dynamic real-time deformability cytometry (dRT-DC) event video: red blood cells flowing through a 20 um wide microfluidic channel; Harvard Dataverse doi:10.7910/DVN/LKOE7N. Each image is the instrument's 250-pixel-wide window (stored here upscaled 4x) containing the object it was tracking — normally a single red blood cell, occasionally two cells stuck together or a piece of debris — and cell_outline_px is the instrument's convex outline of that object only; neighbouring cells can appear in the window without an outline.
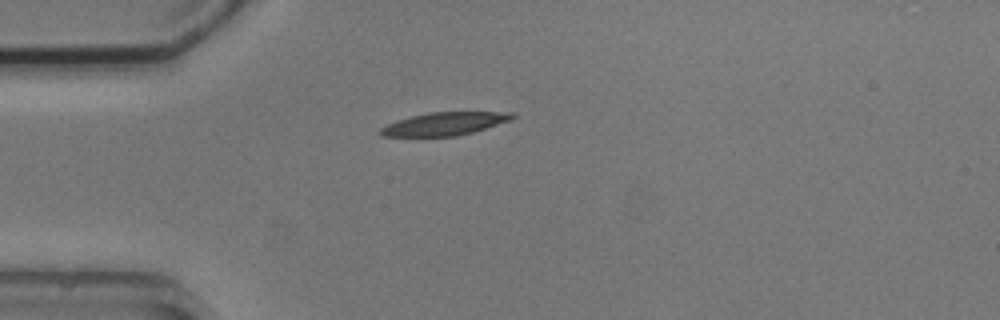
{"species": "common noctule bat (a hibernating species)", "species_latin": "Nyctalus noctula", "temperature_condition": "cold", "stored_images_in_passage": 2, "camera_frame_rate_fps": 3000, "um_per_image_px": 0.085, "animal": {"sex": "male", "body_mass_g": 20.5, "forearm_length_mm": 52.5}, "frame": {"image": 1, "passage_image": 1, "time_ms": 0.0, "image_size_px": [1000, 320], "cell_outline_px": [[516, 116], [512, 120], [472, 132], [456, 136], [380, 136], [376, 132], [380, 128], [396, 120], [428, 112], [516, 112]], "centroid_in_image_um": [37.78, 10.52], "position_along_channel_um": 47.2, "area_um2": 17.74}}